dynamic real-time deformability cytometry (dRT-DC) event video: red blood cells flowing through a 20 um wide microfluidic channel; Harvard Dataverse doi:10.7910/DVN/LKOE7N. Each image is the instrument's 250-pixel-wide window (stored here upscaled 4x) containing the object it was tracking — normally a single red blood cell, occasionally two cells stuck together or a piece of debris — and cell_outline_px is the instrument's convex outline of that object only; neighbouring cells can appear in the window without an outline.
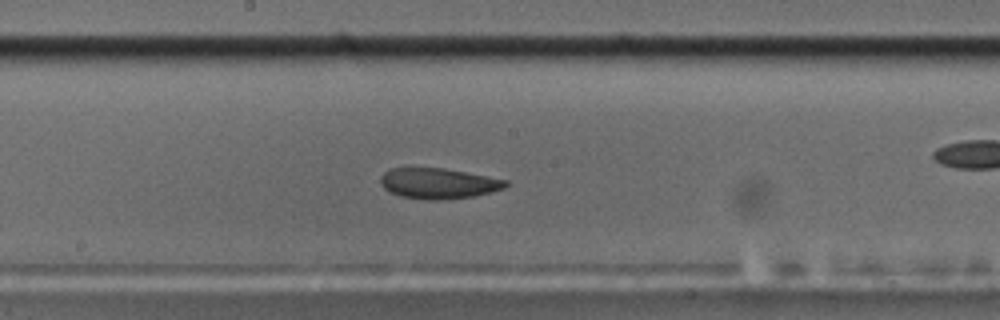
{"species": "common noctule bat (a hibernating species)", "species_latin": "Nyctalus noctula", "temperature_condition": "cold", "stored_images_in_passage": 48, "camera_frame_rate_fps": 3000, "um_per_image_px": 0.085, "animal": {"sex": "male", "body_mass_g": 17.5, "forearm_length_mm": 52.3}, "frame": {"image": 1, "passage_image": 21, "time_ms": 6.667, "image_size_px": [1000, 320], "cell_outline_px": [[508, 184], [504, 188], [492, 192], [472, 196], [436, 200], [428, 200], [400, 196], [388, 192], [380, 184], [380, 176], [388, 168], [444, 168], [508, 180]], "centroid_in_image_um": [37.22, 15.58], "position_along_channel_um": 211.0, "area_um2": 22.31}, "authors_computed_cell_mechanics": {"area_um2": 23.5824, "velocity_mm_per_s": 3.5848, "shape_relaxation_time_tau1_ms": 6.9175, "shape_relaxation_time_tau2_ms": 3.784, "deformation_change_tau1": 0.1519, "deformation_change_tau2": 0.081}}